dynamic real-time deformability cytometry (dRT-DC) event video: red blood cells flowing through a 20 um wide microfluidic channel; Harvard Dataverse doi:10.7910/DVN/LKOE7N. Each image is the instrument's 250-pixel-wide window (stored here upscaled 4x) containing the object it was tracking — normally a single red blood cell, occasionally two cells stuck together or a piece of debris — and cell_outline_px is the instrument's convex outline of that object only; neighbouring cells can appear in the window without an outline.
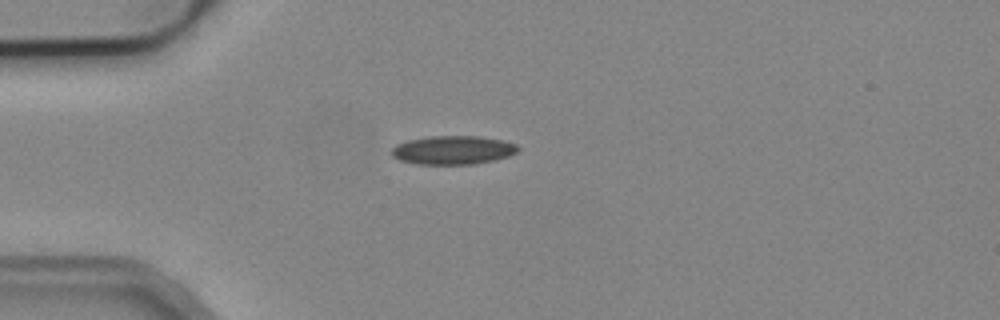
{"species": "common noctule bat (a hibernating species)", "species_latin": "Nyctalus noctula", "temperature_condition": "cold", "stored_images_in_passage": 4, "camera_frame_rate_fps": 3000, "um_per_image_px": 0.085, "animal": {"sex": "male", "body_mass_g": 19.2, "forearm_length_mm": 51.8}, "frame": {"image": 1, "passage_image": 4, "time_ms": 4.333, "image_size_px": [1000, 320], "cell_outline_px": [[520, 148], [516, 152], [508, 156], [476, 164], [416, 164], [400, 160], [392, 156], [392, 148], [396, 144], [408, 140], [428, 136], [480, 136], [500, 140], [516, 144]], "centroid_in_image_um": [38.48, 12.75], "position_along_channel_um": 46.5, "area_um2": 21.04}}